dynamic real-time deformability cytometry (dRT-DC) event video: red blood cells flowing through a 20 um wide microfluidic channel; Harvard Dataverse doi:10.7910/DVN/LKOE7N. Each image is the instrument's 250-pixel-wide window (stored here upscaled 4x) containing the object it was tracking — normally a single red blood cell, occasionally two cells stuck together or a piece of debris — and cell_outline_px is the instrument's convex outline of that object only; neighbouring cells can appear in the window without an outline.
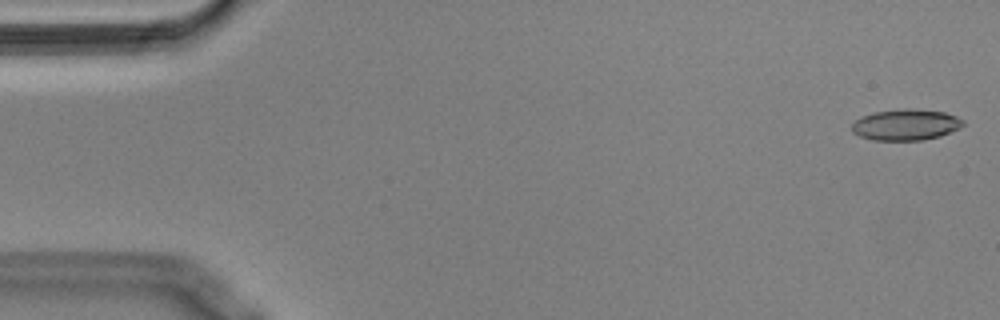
{"species": "Egyptian fruit bat (a non-hibernating species)", "species_latin": "Rousettus aegyptiacus", "temperature_condition": "cold", "stored_images_in_passage": 55, "camera_frame_rate_fps": 3000, "um_per_image_px": 0.085, "animal": {"sex": "male"}, "frame": {"image": 1, "passage_image": 1, "time_ms": 0.0, "image_size_px": [1000, 320], "cell_outline_px": [[964, 124], [960, 128], [940, 136], [920, 140], [872, 140], [860, 136], [852, 132], [852, 124], [860, 116], [872, 112], [904, 108], [908, 108], [944, 112], [956, 116], [964, 120]], "centroid_in_image_um": [76.98, 10.59], "position_along_channel_um": 8.0, "area_um2": 20.23}}
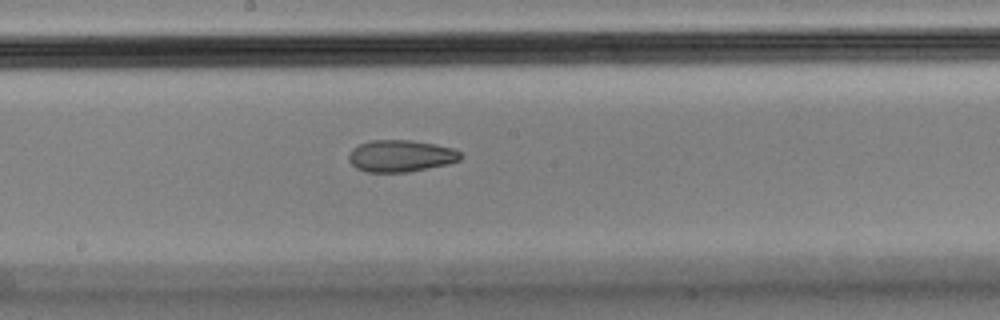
{"frame": {"image": 2, "passage_image": 29, "time_ms": 9.333, "image_size_px": [1000, 320], "cell_outline_px": [[464, 156], [460, 160], [448, 164], [408, 172], [368, 172], [356, 168], [348, 160], [348, 156], [352, 148], [368, 140], [412, 140], [436, 144], [452, 148], [460, 152]], "centroid_in_image_um": [34.07, 13.25], "position_along_channel_um": 214.1, "area_um2": 20.92}}
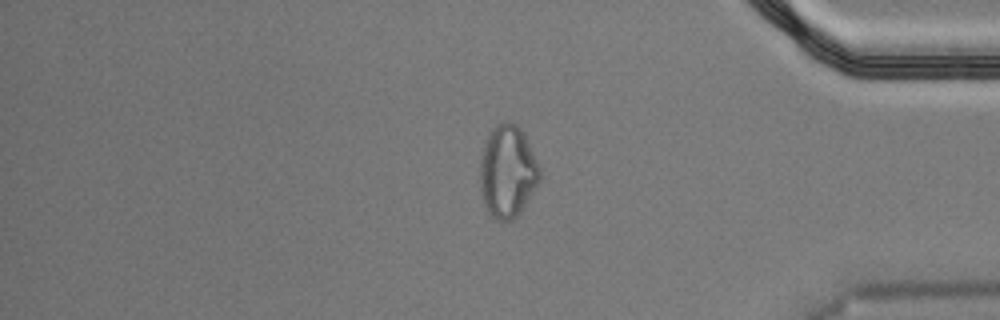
{"frame": {"image": 3, "passage_image": 46, "time_ms": 15.0, "image_size_px": [1000, 320], "cell_outline_px": [[540, 180], [520, 212], [512, 220], [492, 220], [484, 204], [480, 188], [480, 156], [484, 140], [488, 132], [496, 124], [504, 120], [508, 120], [516, 124], [524, 132], [540, 168]], "centroid_in_image_um": [43.11, 14.54], "position_along_channel_um": 392.1, "area_um2": 32.6}, "authors_computed_cell_mechanics": {"area_um2": 21.0392, "velocity_mm_per_s": 3.5928, "shape_relaxation_time_tau1_ms": null, "shape_relaxation_time_tau2_ms": 4.0592, "deformation_change_tau1": null, "deformation_change_tau2": 0.104}}